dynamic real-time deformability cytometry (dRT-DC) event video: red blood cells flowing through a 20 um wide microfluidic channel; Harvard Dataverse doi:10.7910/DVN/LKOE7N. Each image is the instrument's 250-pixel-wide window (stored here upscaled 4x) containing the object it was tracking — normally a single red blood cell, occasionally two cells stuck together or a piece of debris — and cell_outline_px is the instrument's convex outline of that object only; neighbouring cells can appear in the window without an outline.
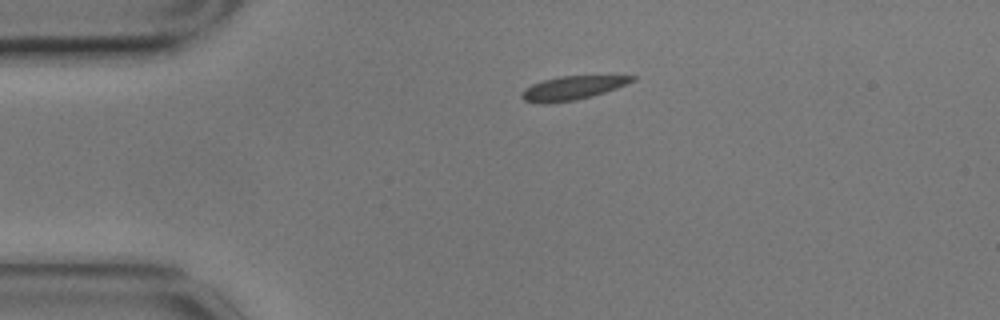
{"species": "common noctule bat (a hibernating species)", "species_latin": "Nyctalus noctula", "temperature_condition": "cold", "stored_images_in_passage": 46, "camera_frame_rate_fps": 3000, "um_per_image_px": 0.085, "animal": {"sex": "male", "body_mass_g": 17.9}, "frame": {"image": 1, "passage_image": 1, "time_ms": 0.0, "image_size_px": [1000, 320], "cell_outline_px": [[636, 80], [616, 88], [592, 96], [576, 100], [544, 104], [540, 104], [524, 100], [520, 96], [524, 88], [532, 84], [544, 80], [560, 76], [636, 76]], "centroid_in_image_um": [48.61, 7.49], "position_along_channel_um": 36.4, "area_um2": 15.14}}
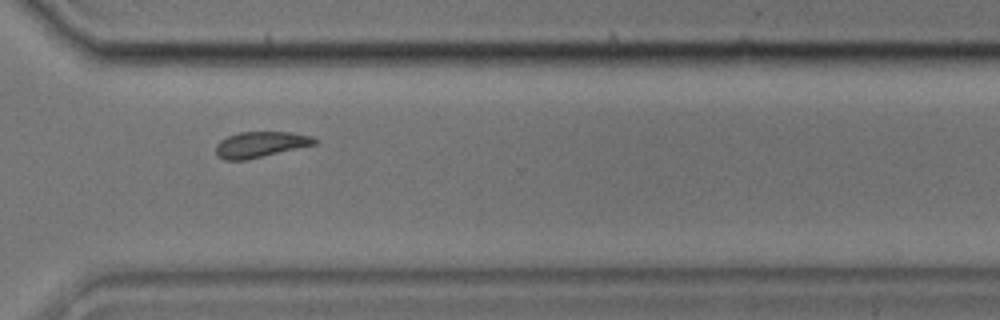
{"frame": {"image": 2, "passage_image": 31, "time_ms": 10.0, "image_size_px": [1000, 320], "cell_outline_px": [[316, 144], [244, 160], [224, 160], [216, 152], [216, 144], [220, 140], [228, 136], [240, 132], [292, 132], [312, 136], [316, 140]], "centroid_in_image_um": [22.13, 12.27], "position_along_channel_um": 348.5, "area_um2": 14.57}}
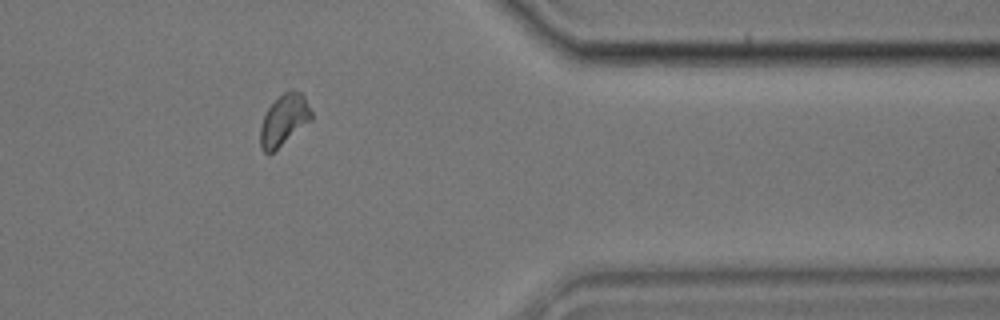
{"frame": {"image": 3, "passage_image": 36, "time_ms": 11.667, "image_size_px": [1000, 320], "cell_outline_px": [[312, 120], [268, 156], [260, 148], [260, 124], [268, 108], [284, 92], [292, 88], [300, 92], [304, 96], [312, 112]], "centroid_in_image_um": [24.13, 10.22], "position_along_channel_um": 387.3, "area_um2": 15.26}, "authors_computed_cell_mechanics": {"area_um2": 15.1436, "velocity_mm_per_s": 3.4479, "shape_relaxation_time_tau1_ms": 5.2213, "shape_relaxation_time_tau2_ms": 5.7024, "deformation_change_tau1": 0.1248, "deformation_change_tau2": 0.0835}}